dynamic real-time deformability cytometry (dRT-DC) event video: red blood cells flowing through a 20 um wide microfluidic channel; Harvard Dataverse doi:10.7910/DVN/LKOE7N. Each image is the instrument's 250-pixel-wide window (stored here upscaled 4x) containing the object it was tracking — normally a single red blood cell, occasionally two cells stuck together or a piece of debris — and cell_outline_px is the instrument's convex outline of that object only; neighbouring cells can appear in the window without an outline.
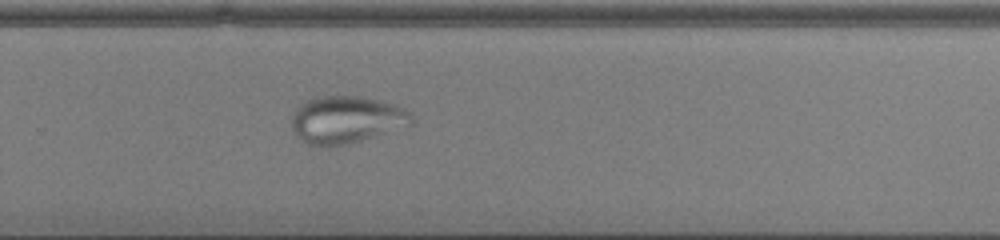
{"species": "common noctule bat (a hibernating species)", "species_latin": "Nyctalus noctula", "temperature_condition": "cold", "stored_images_in_passage": 53, "camera_frame_rate_fps": 3000, "um_per_image_px": 0.085, "animal": {"sex": "male", "body_mass_g": 13.0, "forearm_length_mm": 53.1}, "frame": {"image": 1, "passage_image": 37, "time_ms": 12.0, "image_size_px": [1000, 240], "cell_outline_px": [[412, 124], [360, 140], [328, 148], [312, 148], [292, 132], [292, 112], [300, 104], [308, 100], [320, 96], [360, 96], [392, 104], [404, 108], [412, 112]], "centroid_in_image_um": [29.37, 10.19], "position_along_channel_um": 300.4, "area_um2": 33.18}}